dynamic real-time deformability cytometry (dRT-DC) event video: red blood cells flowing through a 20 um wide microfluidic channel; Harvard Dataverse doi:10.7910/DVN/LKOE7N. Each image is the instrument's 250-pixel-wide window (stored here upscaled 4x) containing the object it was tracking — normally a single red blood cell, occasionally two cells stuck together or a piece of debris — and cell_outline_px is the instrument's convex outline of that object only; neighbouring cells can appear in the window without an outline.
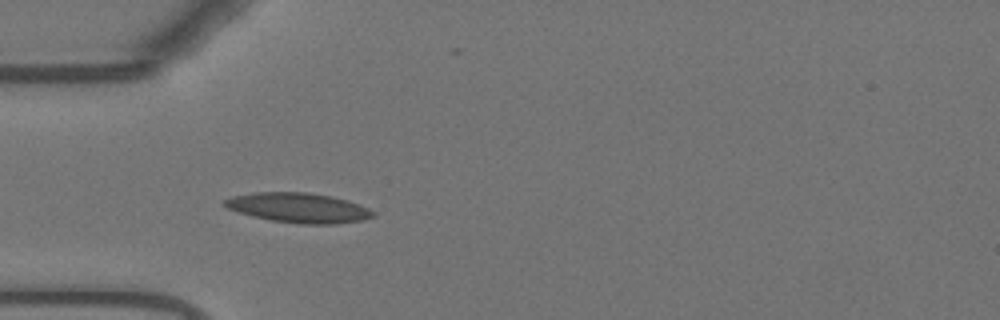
{"species": "Egyptian fruit bat (a non-hibernating species)", "species_latin": "Rousettus aegyptiacus", "temperature_condition": "warm", "stored_images_in_passage": 16, "camera_frame_rate_fps": 3000, "um_per_image_px": 0.085, "animal": {"sex": "female"}, "frame": {"image": 1, "passage_image": 5, "time_ms": 1.333, "image_size_px": [1000, 320], "cell_outline_px": [[376, 216], [364, 220], [336, 224], [300, 224], [272, 220], [252, 216], [236, 212], [220, 204], [224, 200], [232, 196], [256, 192], [308, 192], [332, 196], [348, 200], [360, 204], [376, 212]], "centroid_in_image_um": [25.4, 17.66], "position_along_channel_um": 59.6, "area_um2": 26.13}}
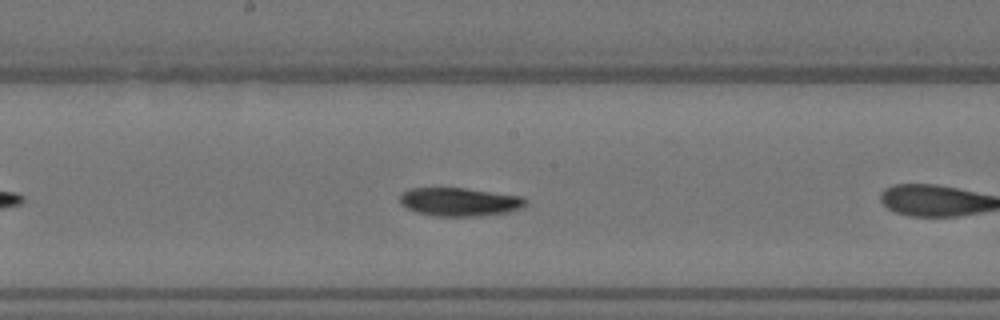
{"frame": {"image": 2, "passage_image": 14, "time_ms": 4.333, "image_size_px": [1000, 320], "cell_outline_px": [[528, 204], [524, 208], [508, 212], [480, 216], [436, 216], [416, 212], [400, 204], [400, 196], [408, 188], [464, 188], [524, 196]], "centroid_in_image_um": [39.11, 17.16], "position_along_channel_um": 209.1, "area_um2": 20.98}}